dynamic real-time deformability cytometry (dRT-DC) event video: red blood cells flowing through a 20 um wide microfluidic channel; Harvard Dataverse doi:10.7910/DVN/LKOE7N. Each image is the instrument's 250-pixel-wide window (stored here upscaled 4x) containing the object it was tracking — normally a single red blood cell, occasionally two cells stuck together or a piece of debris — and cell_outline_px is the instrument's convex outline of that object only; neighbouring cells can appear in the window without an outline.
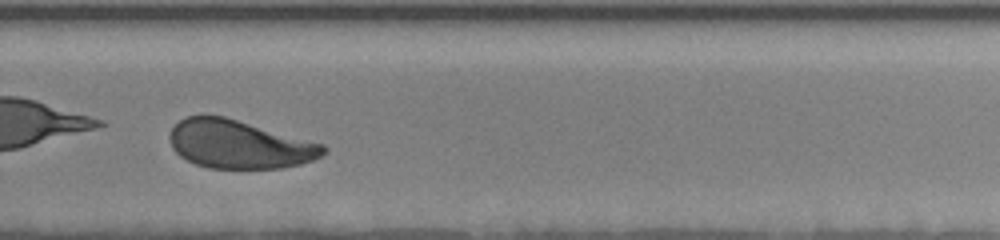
{"species": "human", "species_latin": "Homo sapiens", "temperature_condition": "room temperature", "stored_images_in_passage": 34, "camera_frame_rate_fps": 3000, "um_per_image_px": 0.085, "donor": {"sex": "female"}, "frame": {"image": 1, "passage_image": 25, "time_ms": 8.0, "image_size_px": [1000, 240], "cell_outline_px": [[328, 152], [312, 160], [300, 164], [280, 168], [208, 168], [196, 164], [180, 156], [172, 148], [168, 136], [172, 128], [180, 120], [188, 116], [224, 116], [324, 144], [328, 148]], "centroid_in_image_um": [20.34, 12.27], "position_along_channel_um": 309.5, "area_um2": 43.12}, "authors_computed_cell_mechanics": {"area_um2": 44.4771, "velocity_mm_per_s": 3.9183, "shape_relaxation_time_tau1_ms": 2.9231, "shape_relaxation_time_tau2_ms": 0.7248, "deformation_change_tau1": 0.1245, "deformation_change_tau2": 0.0683}}